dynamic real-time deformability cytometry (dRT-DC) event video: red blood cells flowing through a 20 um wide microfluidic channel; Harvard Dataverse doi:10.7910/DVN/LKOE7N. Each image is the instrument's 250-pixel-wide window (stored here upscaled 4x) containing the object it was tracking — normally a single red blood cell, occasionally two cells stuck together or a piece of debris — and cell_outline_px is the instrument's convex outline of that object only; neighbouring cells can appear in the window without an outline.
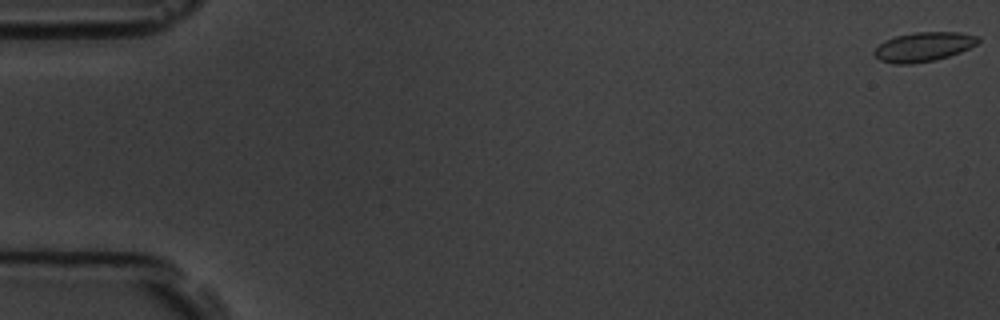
{"species": "common noctule bat (a hibernating species)", "species_latin": "Nyctalus noctula", "temperature_condition": "room temperature", "stored_images_in_passage": 13, "camera_frame_rate_fps": 3000, "um_per_image_px": 0.085, "animal": {"sex": "male", "body_mass_g": 19.5, "forearm_length_mm": 54.6}, "frame": {"image": 1, "passage_image": 1, "time_ms": 0.0, "image_size_px": [1000, 320], "cell_outline_px": [[980, 40], [976, 44], [960, 52], [936, 60], [912, 64], [896, 64], [880, 60], [872, 52], [884, 40], [896, 36], [916, 32], [960, 32], [976, 36]], "centroid_in_image_um": [78.48, 3.98], "position_along_channel_um": 6.5, "area_um2": 17.63}}